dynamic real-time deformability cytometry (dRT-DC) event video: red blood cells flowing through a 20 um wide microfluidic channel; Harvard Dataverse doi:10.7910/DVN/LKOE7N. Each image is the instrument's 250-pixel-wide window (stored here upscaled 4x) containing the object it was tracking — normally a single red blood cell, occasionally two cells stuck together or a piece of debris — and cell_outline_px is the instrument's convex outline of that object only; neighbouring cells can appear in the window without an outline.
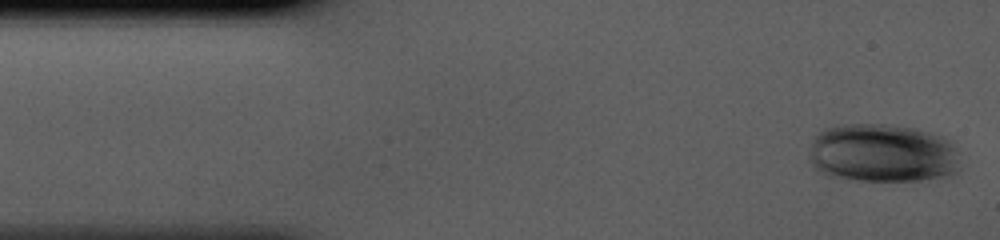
{"species": "human", "species_latin": "Homo sapiens", "temperature_condition": "cold", "stored_images_in_passage": 40, "camera_frame_rate_fps": 3000, "um_per_image_px": 0.085, "donor": {"sex": "male"}, "frame": {"image": 1, "passage_image": 1, "time_ms": 0.0, "image_size_px": [1000, 240], "cell_outline_px": [[960, 168], [956, 172], [948, 176], [920, 180], [856, 180], [828, 176], [820, 172], [812, 164], [808, 156], [812, 140], [820, 132], [828, 128], [840, 124], [884, 124], [912, 128], [932, 132], [944, 136], [948, 140], [952, 148]], "centroid_in_image_um": [74.97, 13.02], "position_along_channel_um": 10.0, "area_um2": 51.44}}
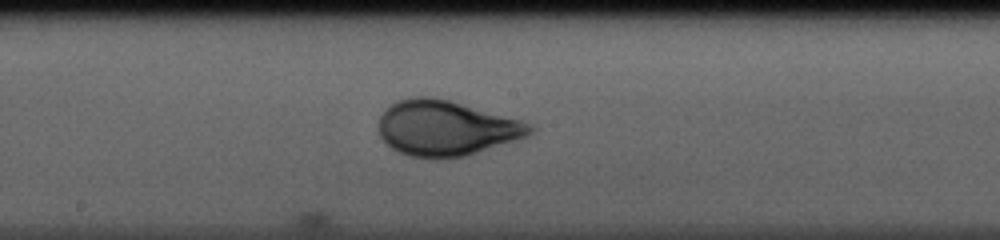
{"frame": {"image": 2, "passage_image": 21, "time_ms": 6.667, "image_size_px": [1000, 240], "cell_outline_px": [[536, 128], [528, 136], [464, 156], [444, 160], [432, 160], [408, 156], [396, 152], [380, 136], [380, 116], [396, 100], [412, 96], [432, 96], [448, 100], [520, 120], [532, 124]], "centroid_in_image_um": [37.89, 10.91], "position_along_channel_um": 210.3, "area_um2": 48.78}}
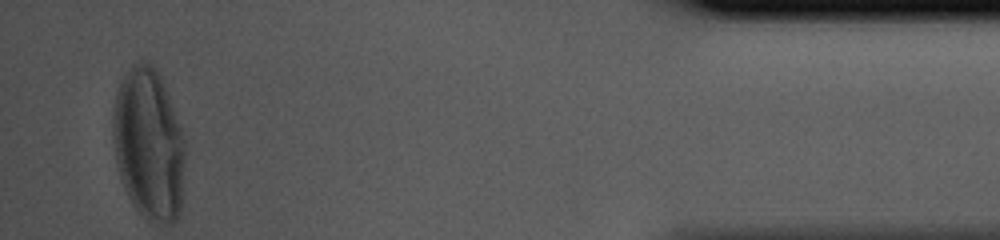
{"frame": {"image": 3, "passage_image": 40, "time_ms": 13.0, "image_size_px": [1000, 240], "cell_outline_px": [[184, 160], [180, 216], [172, 224], [152, 224], [132, 204], [124, 188], [120, 176], [116, 160], [112, 132], [112, 112], [116, 92], [120, 80], [124, 72], [132, 64], [140, 60], [148, 60], [160, 72], [180, 128], [184, 140]], "centroid_in_image_um": [12.62, 12.23], "position_along_channel_um": 422.6, "area_um2": 64.45}}